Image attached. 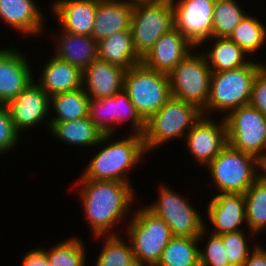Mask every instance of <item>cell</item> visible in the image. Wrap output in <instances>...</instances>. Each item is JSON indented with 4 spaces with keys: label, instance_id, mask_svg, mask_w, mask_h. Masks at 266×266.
Here are the masks:
<instances>
[{
    "label": "cell",
    "instance_id": "obj_1",
    "mask_svg": "<svg viewBox=\"0 0 266 266\" xmlns=\"http://www.w3.org/2000/svg\"><path fill=\"white\" fill-rule=\"evenodd\" d=\"M78 182V183H77ZM80 201L93 236L117 235L119 225L132 210L135 196L131 183L78 179ZM126 215V216H125ZM125 216V217H124Z\"/></svg>",
    "mask_w": 266,
    "mask_h": 266
},
{
    "label": "cell",
    "instance_id": "obj_2",
    "mask_svg": "<svg viewBox=\"0 0 266 266\" xmlns=\"http://www.w3.org/2000/svg\"><path fill=\"white\" fill-rule=\"evenodd\" d=\"M114 135H103L97 145H107L102 146L103 148L101 147V150L91 159L79 179L131 183L126 175L136 165L138 166L147 153L143 136L130 133V136L122 137V140L111 141Z\"/></svg>",
    "mask_w": 266,
    "mask_h": 266
},
{
    "label": "cell",
    "instance_id": "obj_3",
    "mask_svg": "<svg viewBox=\"0 0 266 266\" xmlns=\"http://www.w3.org/2000/svg\"><path fill=\"white\" fill-rule=\"evenodd\" d=\"M263 65L250 61L240 68L212 72L209 98L202 114L210 117L214 111H220L226 116L231 110L249 104L253 81Z\"/></svg>",
    "mask_w": 266,
    "mask_h": 266
},
{
    "label": "cell",
    "instance_id": "obj_4",
    "mask_svg": "<svg viewBox=\"0 0 266 266\" xmlns=\"http://www.w3.org/2000/svg\"><path fill=\"white\" fill-rule=\"evenodd\" d=\"M202 115L196 106L171 96L145 122L143 141L147 153L178 137L185 138Z\"/></svg>",
    "mask_w": 266,
    "mask_h": 266
},
{
    "label": "cell",
    "instance_id": "obj_5",
    "mask_svg": "<svg viewBox=\"0 0 266 266\" xmlns=\"http://www.w3.org/2000/svg\"><path fill=\"white\" fill-rule=\"evenodd\" d=\"M130 215L126 236L138 266H156L172 238L169 226L147 207L139 208Z\"/></svg>",
    "mask_w": 266,
    "mask_h": 266
},
{
    "label": "cell",
    "instance_id": "obj_6",
    "mask_svg": "<svg viewBox=\"0 0 266 266\" xmlns=\"http://www.w3.org/2000/svg\"><path fill=\"white\" fill-rule=\"evenodd\" d=\"M123 90L145 122L171 97L169 76L142 63L126 71Z\"/></svg>",
    "mask_w": 266,
    "mask_h": 266
},
{
    "label": "cell",
    "instance_id": "obj_7",
    "mask_svg": "<svg viewBox=\"0 0 266 266\" xmlns=\"http://www.w3.org/2000/svg\"><path fill=\"white\" fill-rule=\"evenodd\" d=\"M217 194L242 193L258 179V158L230 145L207 165Z\"/></svg>",
    "mask_w": 266,
    "mask_h": 266
},
{
    "label": "cell",
    "instance_id": "obj_8",
    "mask_svg": "<svg viewBox=\"0 0 266 266\" xmlns=\"http://www.w3.org/2000/svg\"><path fill=\"white\" fill-rule=\"evenodd\" d=\"M212 71L201 52H190L168 74L171 96L196 106L206 108Z\"/></svg>",
    "mask_w": 266,
    "mask_h": 266
},
{
    "label": "cell",
    "instance_id": "obj_9",
    "mask_svg": "<svg viewBox=\"0 0 266 266\" xmlns=\"http://www.w3.org/2000/svg\"><path fill=\"white\" fill-rule=\"evenodd\" d=\"M174 28L171 0L133 5L131 31L133 46L142 58L165 33Z\"/></svg>",
    "mask_w": 266,
    "mask_h": 266
},
{
    "label": "cell",
    "instance_id": "obj_10",
    "mask_svg": "<svg viewBox=\"0 0 266 266\" xmlns=\"http://www.w3.org/2000/svg\"><path fill=\"white\" fill-rule=\"evenodd\" d=\"M223 118L228 145L257 158L266 153V115L247 104L231 110Z\"/></svg>",
    "mask_w": 266,
    "mask_h": 266
},
{
    "label": "cell",
    "instance_id": "obj_11",
    "mask_svg": "<svg viewBox=\"0 0 266 266\" xmlns=\"http://www.w3.org/2000/svg\"><path fill=\"white\" fill-rule=\"evenodd\" d=\"M158 188V199L146 207L169 226L172 237H198L204 229L205 220L179 193L171 187Z\"/></svg>",
    "mask_w": 266,
    "mask_h": 266
},
{
    "label": "cell",
    "instance_id": "obj_12",
    "mask_svg": "<svg viewBox=\"0 0 266 266\" xmlns=\"http://www.w3.org/2000/svg\"><path fill=\"white\" fill-rule=\"evenodd\" d=\"M88 118L104 134H116L117 127L125 121H130L133 134L143 136L145 130V121L124 90L107 98H90Z\"/></svg>",
    "mask_w": 266,
    "mask_h": 266
},
{
    "label": "cell",
    "instance_id": "obj_13",
    "mask_svg": "<svg viewBox=\"0 0 266 266\" xmlns=\"http://www.w3.org/2000/svg\"><path fill=\"white\" fill-rule=\"evenodd\" d=\"M171 3L174 27L195 47L211 38L215 0H171Z\"/></svg>",
    "mask_w": 266,
    "mask_h": 266
},
{
    "label": "cell",
    "instance_id": "obj_14",
    "mask_svg": "<svg viewBox=\"0 0 266 266\" xmlns=\"http://www.w3.org/2000/svg\"><path fill=\"white\" fill-rule=\"evenodd\" d=\"M186 147L202 165H208L228 144L226 123L222 116L220 122L202 115L185 136Z\"/></svg>",
    "mask_w": 266,
    "mask_h": 266
},
{
    "label": "cell",
    "instance_id": "obj_15",
    "mask_svg": "<svg viewBox=\"0 0 266 266\" xmlns=\"http://www.w3.org/2000/svg\"><path fill=\"white\" fill-rule=\"evenodd\" d=\"M51 97L32 81L16 98L6 104L16 131L34 128L47 119Z\"/></svg>",
    "mask_w": 266,
    "mask_h": 266
},
{
    "label": "cell",
    "instance_id": "obj_16",
    "mask_svg": "<svg viewBox=\"0 0 266 266\" xmlns=\"http://www.w3.org/2000/svg\"><path fill=\"white\" fill-rule=\"evenodd\" d=\"M193 49L198 50L174 27L156 41L141 58V63L149 69L168 75Z\"/></svg>",
    "mask_w": 266,
    "mask_h": 266
},
{
    "label": "cell",
    "instance_id": "obj_17",
    "mask_svg": "<svg viewBox=\"0 0 266 266\" xmlns=\"http://www.w3.org/2000/svg\"><path fill=\"white\" fill-rule=\"evenodd\" d=\"M29 64L19 50L0 48V104L6 105L36 81Z\"/></svg>",
    "mask_w": 266,
    "mask_h": 266
},
{
    "label": "cell",
    "instance_id": "obj_18",
    "mask_svg": "<svg viewBox=\"0 0 266 266\" xmlns=\"http://www.w3.org/2000/svg\"><path fill=\"white\" fill-rule=\"evenodd\" d=\"M207 206V218L214 226L212 234L223 235L241 231L242 226L247 224L245 197L242 193L216 194Z\"/></svg>",
    "mask_w": 266,
    "mask_h": 266
},
{
    "label": "cell",
    "instance_id": "obj_19",
    "mask_svg": "<svg viewBox=\"0 0 266 266\" xmlns=\"http://www.w3.org/2000/svg\"><path fill=\"white\" fill-rule=\"evenodd\" d=\"M126 69L102 60H94L82 75V87L89 98L111 97L124 89Z\"/></svg>",
    "mask_w": 266,
    "mask_h": 266
},
{
    "label": "cell",
    "instance_id": "obj_20",
    "mask_svg": "<svg viewBox=\"0 0 266 266\" xmlns=\"http://www.w3.org/2000/svg\"><path fill=\"white\" fill-rule=\"evenodd\" d=\"M53 15L61 30L75 35L91 36L97 0H55L51 3Z\"/></svg>",
    "mask_w": 266,
    "mask_h": 266
},
{
    "label": "cell",
    "instance_id": "obj_21",
    "mask_svg": "<svg viewBox=\"0 0 266 266\" xmlns=\"http://www.w3.org/2000/svg\"><path fill=\"white\" fill-rule=\"evenodd\" d=\"M133 5L125 0H97L91 36L99 42L116 32L131 30Z\"/></svg>",
    "mask_w": 266,
    "mask_h": 266
},
{
    "label": "cell",
    "instance_id": "obj_22",
    "mask_svg": "<svg viewBox=\"0 0 266 266\" xmlns=\"http://www.w3.org/2000/svg\"><path fill=\"white\" fill-rule=\"evenodd\" d=\"M33 0H0V18L23 35H41L45 21Z\"/></svg>",
    "mask_w": 266,
    "mask_h": 266
},
{
    "label": "cell",
    "instance_id": "obj_23",
    "mask_svg": "<svg viewBox=\"0 0 266 266\" xmlns=\"http://www.w3.org/2000/svg\"><path fill=\"white\" fill-rule=\"evenodd\" d=\"M47 63V64H46ZM42 67L38 85L52 95L74 91L82 87L83 72L76 66L53 55Z\"/></svg>",
    "mask_w": 266,
    "mask_h": 266
},
{
    "label": "cell",
    "instance_id": "obj_24",
    "mask_svg": "<svg viewBox=\"0 0 266 266\" xmlns=\"http://www.w3.org/2000/svg\"><path fill=\"white\" fill-rule=\"evenodd\" d=\"M55 37V56L78 67L82 72L98 59V42L92 36L75 35L59 29Z\"/></svg>",
    "mask_w": 266,
    "mask_h": 266
},
{
    "label": "cell",
    "instance_id": "obj_25",
    "mask_svg": "<svg viewBox=\"0 0 266 266\" xmlns=\"http://www.w3.org/2000/svg\"><path fill=\"white\" fill-rule=\"evenodd\" d=\"M211 39V48L204 51L203 55L212 72H222L233 70L247 65L250 60L249 56L229 37H211L204 40L197 48H201ZM247 58V59H246Z\"/></svg>",
    "mask_w": 266,
    "mask_h": 266
},
{
    "label": "cell",
    "instance_id": "obj_26",
    "mask_svg": "<svg viewBox=\"0 0 266 266\" xmlns=\"http://www.w3.org/2000/svg\"><path fill=\"white\" fill-rule=\"evenodd\" d=\"M98 59L126 70L141 63L133 46L132 31L116 32L98 42Z\"/></svg>",
    "mask_w": 266,
    "mask_h": 266
},
{
    "label": "cell",
    "instance_id": "obj_27",
    "mask_svg": "<svg viewBox=\"0 0 266 266\" xmlns=\"http://www.w3.org/2000/svg\"><path fill=\"white\" fill-rule=\"evenodd\" d=\"M48 129L60 142L76 147L98 146L104 133L88 118L75 121L49 122Z\"/></svg>",
    "mask_w": 266,
    "mask_h": 266
},
{
    "label": "cell",
    "instance_id": "obj_28",
    "mask_svg": "<svg viewBox=\"0 0 266 266\" xmlns=\"http://www.w3.org/2000/svg\"><path fill=\"white\" fill-rule=\"evenodd\" d=\"M206 225L198 237H172L156 266H200L198 245L202 238L208 236Z\"/></svg>",
    "mask_w": 266,
    "mask_h": 266
},
{
    "label": "cell",
    "instance_id": "obj_29",
    "mask_svg": "<svg viewBox=\"0 0 266 266\" xmlns=\"http://www.w3.org/2000/svg\"><path fill=\"white\" fill-rule=\"evenodd\" d=\"M89 96L83 87L51 96L50 109L55 112L47 122L75 121L88 117Z\"/></svg>",
    "mask_w": 266,
    "mask_h": 266
},
{
    "label": "cell",
    "instance_id": "obj_30",
    "mask_svg": "<svg viewBox=\"0 0 266 266\" xmlns=\"http://www.w3.org/2000/svg\"><path fill=\"white\" fill-rule=\"evenodd\" d=\"M247 229L258 236L266 230V183L259 178L245 191Z\"/></svg>",
    "mask_w": 266,
    "mask_h": 266
},
{
    "label": "cell",
    "instance_id": "obj_31",
    "mask_svg": "<svg viewBox=\"0 0 266 266\" xmlns=\"http://www.w3.org/2000/svg\"><path fill=\"white\" fill-rule=\"evenodd\" d=\"M122 235H101L96 239H103L102 251L96 259L95 266H138L130 241L123 240ZM122 238V239H121Z\"/></svg>",
    "mask_w": 266,
    "mask_h": 266
},
{
    "label": "cell",
    "instance_id": "obj_32",
    "mask_svg": "<svg viewBox=\"0 0 266 266\" xmlns=\"http://www.w3.org/2000/svg\"><path fill=\"white\" fill-rule=\"evenodd\" d=\"M261 23L259 19L246 14L229 35V38L252 56L253 53L256 54L263 47L266 41V26Z\"/></svg>",
    "mask_w": 266,
    "mask_h": 266
},
{
    "label": "cell",
    "instance_id": "obj_33",
    "mask_svg": "<svg viewBox=\"0 0 266 266\" xmlns=\"http://www.w3.org/2000/svg\"><path fill=\"white\" fill-rule=\"evenodd\" d=\"M237 0H215L211 37H229L245 17Z\"/></svg>",
    "mask_w": 266,
    "mask_h": 266
},
{
    "label": "cell",
    "instance_id": "obj_34",
    "mask_svg": "<svg viewBox=\"0 0 266 266\" xmlns=\"http://www.w3.org/2000/svg\"><path fill=\"white\" fill-rule=\"evenodd\" d=\"M81 238L73 237L55 244L49 250H44L47 254L50 266H85L86 247Z\"/></svg>",
    "mask_w": 266,
    "mask_h": 266
},
{
    "label": "cell",
    "instance_id": "obj_35",
    "mask_svg": "<svg viewBox=\"0 0 266 266\" xmlns=\"http://www.w3.org/2000/svg\"><path fill=\"white\" fill-rule=\"evenodd\" d=\"M244 231L245 230H241L233 233L219 235L224 243L226 255L231 266H243L250 252L258 244L254 243L253 246L250 247L247 239L254 237L255 234L248 230V238V234H246Z\"/></svg>",
    "mask_w": 266,
    "mask_h": 266
},
{
    "label": "cell",
    "instance_id": "obj_36",
    "mask_svg": "<svg viewBox=\"0 0 266 266\" xmlns=\"http://www.w3.org/2000/svg\"><path fill=\"white\" fill-rule=\"evenodd\" d=\"M209 235L205 248L199 250L200 266H231L222 238L211 232Z\"/></svg>",
    "mask_w": 266,
    "mask_h": 266
},
{
    "label": "cell",
    "instance_id": "obj_37",
    "mask_svg": "<svg viewBox=\"0 0 266 266\" xmlns=\"http://www.w3.org/2000/svg\"><path fill=\"white\" fill-rule=\"evenodd\" d=\"M19 135L22 134L16 131L6 105L0 104V154L17 147Z\"/></svg>",
    "mask_w": 266,
    "mask_h": 266
},
{
    "label": "cell",
    "instance_id": "obj_38",
    "mask_svg": "<svg viewBox=\"0 0 266 266\" xmlns=\"http://www.w3.org/2000/svg\"><path fill=\"white\" fill-rule=\"evenodd\" d=\"M249 104L266 115V63L258 71L253 81Z\"/></svg>",
    "mask_w": 266,
    "mask_h": 266
},
{
    "label": "cell",
    "instance_id": "obj_39",
    "mask_svg": "<svg viewBox=\"0 0 266 266\" xmlns=\"http://www.w3.org/2000/svg\"><path fill=\"white\" fill-rule=\"evenodd\" d=\"M45 248H36L30 250L22 258L21 266H50Z\"/></svg>",
    "mask_w": 266,
    "mask_h": 266
},
{
    "label": "cell",
    "instance_id": "obj_40",
    "mask_svg": "<svg viewBox=\"0 0 266 266\" xmlns=\"http://www.w3.org/2000/svg\"><path fill=\"white\" fill-rule=\"evenodd\" d=\"M243 266H266V248L258 243L250 252Z\"/></svg>",
    "mask_w": 266,
    "mask_h": 266
},
{
    "label": "cell",
    "instance_id": "obj_41",
    "mask_svg": "<svg viewBox=\"0 0 266 266\" xmlns=\"http://www.w3.org/2000/svg\"><path fill=\"white\" fill-rule=\"evenodd\" d=\"M258 172V178L266 183V153L258 158Z\"/></svg>",
    "mask_w": 266,
    "mask_h": 266
},
{
    "label": "cell",
    "instance_id": "obj_42",
    "mask_svg": "<svg viewBox=\"0 0 266 266\" xmlns=\"http://www.w3.org/2000/svg\"><path fill=\"white\" fill-rule=\"evenodd\" d=\"M125 1L131 4H138V3H155L162 0H125Z\"/></svg>",
    "mask_w": 266,
    "mask_h": 266
}]
</instances>
